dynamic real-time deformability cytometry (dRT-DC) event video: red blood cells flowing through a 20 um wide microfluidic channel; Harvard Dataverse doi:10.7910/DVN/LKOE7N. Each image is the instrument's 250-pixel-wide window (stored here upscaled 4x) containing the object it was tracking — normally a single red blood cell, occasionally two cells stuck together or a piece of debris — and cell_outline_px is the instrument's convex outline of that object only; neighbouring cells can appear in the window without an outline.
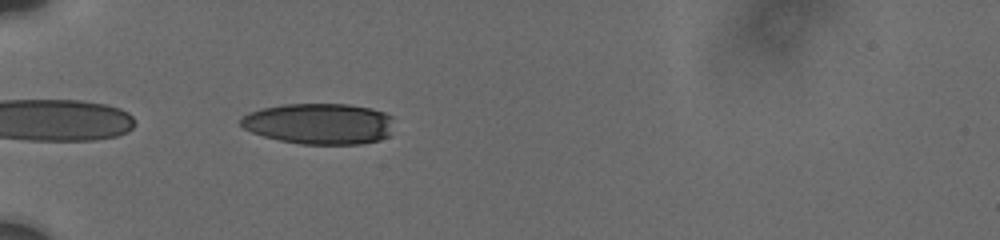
{"species": "human", "species_latin": "Homo sapiens", "temperature_condition": "cold", "stored_images_in_passage": 22, "camera_frame_rate_fps": 3000, "um_per_image_px": 0.085, "donor": {"sex": "male"}, "frame": {"image": 1, "passage_image": 1, "time_ms": 0.0, "image_size_px": [1000, 240], "cell_outline_px": [[392, 116], [388, 136], [380, 140], [364, 144], [300, 144], [280, 140], [264, 136], [252, 132], [244, 128], [240, 124], [240, 116], [248, 112], [264, 108], [284, 104], [348, 104], [372, 108], [384, 112]], "centroid_in_image_um": [27.12, 10.51], "position_along_channel_um": 57.9, "area_um2": 36.65}}
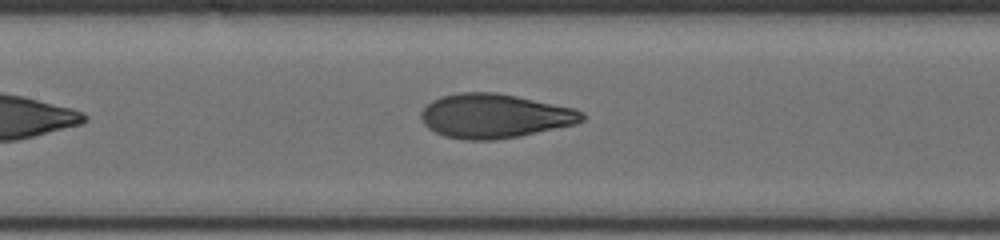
{"frame": {"image": 2, "passage_image": 11, "time_ms": 3.333, "image_size_px": [1000, 240], "cell_outline_px": [[584, 120], [576, 124], [520, 136], [496, 140], [464, 140], [444, 136], [428, 128], [424, 124], [420, 116], [420, 112], [432, 100], [440, 96], [456, 92], [496, 92], [516, 96], [572, 108], [584, 112]], "centroid_in_image_um": [42.01, 9.86], "position_along_channel_um": 165.4, "area_um2": 41.56}}
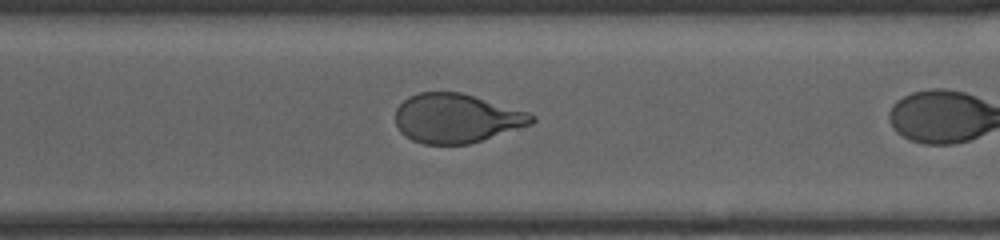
{"frame": {"image": 3, "passage_image": 21, "time_ms": 6.667, "image_size_px": [1000, 240], "cell_outline_px": [[536, 120], [532, 124], [468, 144], [424, 144], [412, 140], [404, 136], [400, 132], [396, 124], [396, 108], [408, 96], [420, 92], [460, 92], [528, 112], [536, 116]], "centroid_in_image_um": [38.77, 10.05], "position_along_channel_um": 331.8, "area_um2": 38.84}}